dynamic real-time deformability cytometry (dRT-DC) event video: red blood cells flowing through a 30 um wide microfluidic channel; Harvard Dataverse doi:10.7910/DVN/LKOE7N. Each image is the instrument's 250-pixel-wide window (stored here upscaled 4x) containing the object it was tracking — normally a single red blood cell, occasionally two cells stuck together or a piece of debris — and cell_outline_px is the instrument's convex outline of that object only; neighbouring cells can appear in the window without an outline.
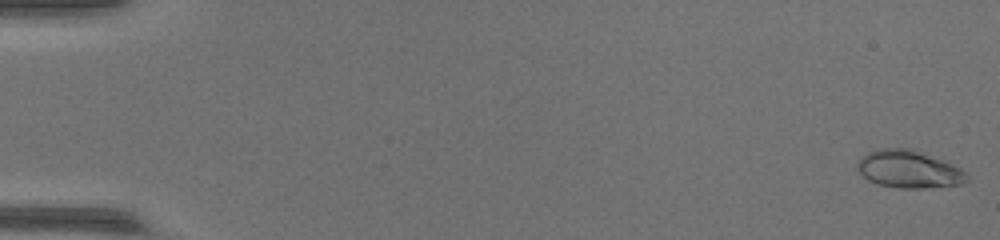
{"species": "common noctule bat (a hibernating species)", "species_latin": "Nyctalus noctula", "temperature_condition": "warm", "stored_images_in_passage": 49, "camera_frame_rate_fps": 3000, "um_per_image_px": 0.085, "animal": {"sex": "female", "body_mass_g": 17.0, "forearm_length_mm": 48.0}, "frame": {"image": 1, "passage_image": 1, "time_ms": 0.0, "image_size_px": [1000, 240], "cell_outline_px": [[968, 180], [960, 184], [924, 188], [900, 188], [880, 184], [868, 180], [856, 168], [856, 164], [860, 156], [876, 148], [916, 148], [944, 160], [960, 168], [968, 176]], "centroid_in_image_um": [77.23, 14.35], "position_along_channel_um": 7.8, "area_um2": 24.22}}
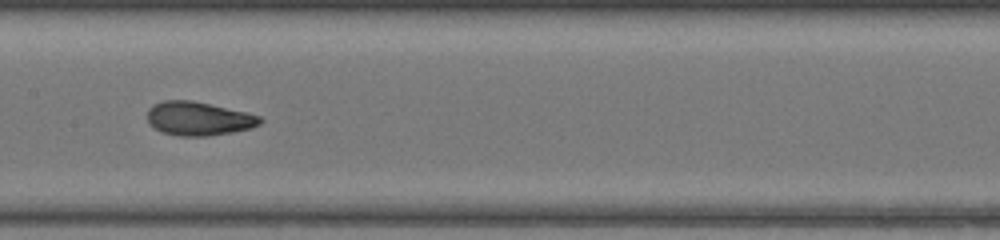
{"frame": {"image": 2, "passage_image": 26, "time_ms": 8.333, "image_size_px": [1000, 240], "cell_outline_px": [[264, 120], [260, 124], [252, 128], [232, 132], [208, 136], [180, 136], [160, 132], [148, 124], [148, 108], [152, 104], [164, 100], [192, 100], [248, 112], [260, 116]], "centroid_in_image_um": [16.87, 10.08], "position_along_channel_um": 190.5, "area_um2": 22.48}}
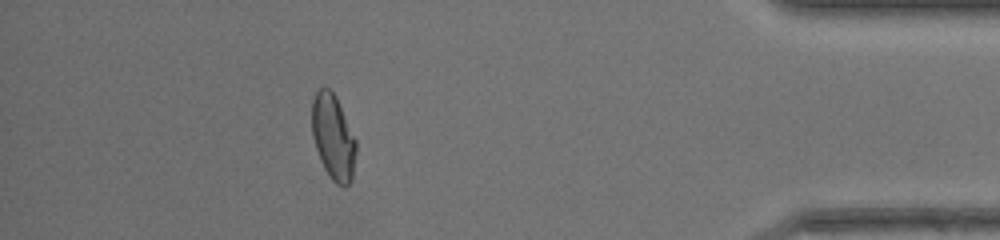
{"frame": {"image": 3, "passage_image": 44, "time_ms": 14.333, "image_size_px": [1000, 240], "cell_outline_px": [[356, 152], [352, 180], [344, 188], [336, 184], [332, 180], [324, 168], [320, 160], [312, 136], [312, 100], [316, 92], [320, 88], [328, 88], [336, 96], [356, 140]], "centroid_in_image_um": [28.32, 11.68], "position_along_channel_um": 406.9, "area_um2": 21.96}, "authors_computed_cell_mechanics": {"area_um2": 22.3108, "velocity_mm_per_s": 4.358, "shape_relaxation_time_tau1_ms": null, "shape_relaxation_time_tau2_ms": 0.7863, "deformation_change_tau1": null, "deformation_change_tau2": 0.0515}}